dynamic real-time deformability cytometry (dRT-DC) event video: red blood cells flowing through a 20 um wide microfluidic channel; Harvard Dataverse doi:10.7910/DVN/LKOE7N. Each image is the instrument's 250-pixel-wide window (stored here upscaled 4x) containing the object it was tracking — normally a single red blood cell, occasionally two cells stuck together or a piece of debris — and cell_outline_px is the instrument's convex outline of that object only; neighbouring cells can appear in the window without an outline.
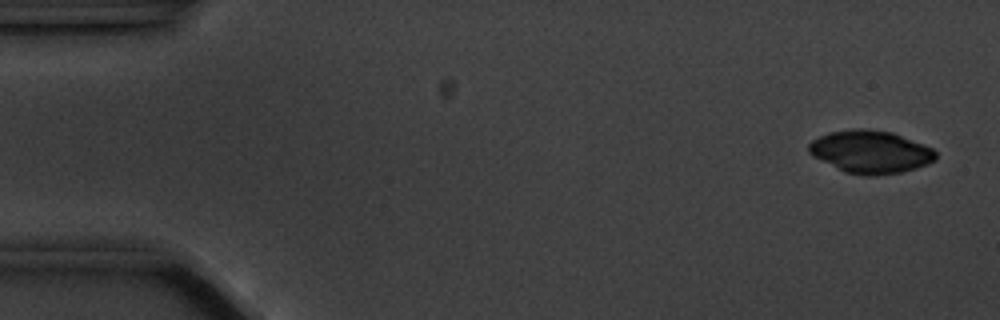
{"species": "common noctule bat (a hibernating species)", "species_latin": "Nyctalus noctula", "temperature_condition": "cold", "stored_images_in_passage": 57, "camera_frame_rate_fps": 3000, "um_per_image_px": 0.085, "animal": {"sex": "male", "body_mass_g": 20.1, "forearm_length_mm": 53.5}, "frame": {"image": 1, "passage_image": 3, "time_ms": 0.667, "image_size_px": [1000, 320], "cell_outline_px": [[936, 160], [928, 164], [916, 168], [900, 172], [872, 176], [864, 176], [844, 172], [812, 156], [808, 152], [808, 144], [812, 140], [828, 132], [852, 128], [868, 128], [892, 132], [932, 148], [936, 152]], "centroid_in_image_um": [73.96, 12.9], "position_along_channel_um": 11.0, "area_um2": 31.79}}